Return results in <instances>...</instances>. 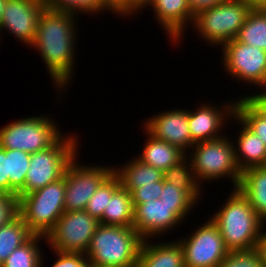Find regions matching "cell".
Listing matches in <instances>:
<instances>
[{"mask_svg":"<svg viewBox=\"0 0 266 267\" xmlns=\"http://www.w3.org/2000/svg\"><path fill=\"white\" fill-rule=\"evenodd\" d=\"M0 193L9 194L8 157L6 149L0 147Z\"/></svg>","mask_w":266,"mask_h":267,"instance_id":"cell-37","label":"cell"},{"mask_svg":"<svg viewBox=\"0 0 266 267\" xmlns=\"http://www.w3.org/2000/svg\"><path fill=\"white\" fill-rule=\"evenodd\" d=\"M143 128L156 139L177 147L185 155L190 153L188 150H191L195 144L189 131L188 110L186 109L159 112L148 118Z\"/></svg>","mask_w":266,"mask_h":267,"instance_id":"cell-15","label":"cell"},{"mask_svg":"<svg viewBox=\"0 0 266 267\" xmlns=\"http://www.w3.org/2000/svg\"><path fill=\"white\" fill-rule=\"evenodd\" d=\"M6 3V0H0V21L3 16V10H4V5Z\"/></svg>","mask_w":266,"mask_h":267,"instance_id":"cell-44","label":"cell"},{"mask_svg":"<svg viewBox=\"0 0 266 267\" xmlns=\"http://www.w3.org/2000/svg\"><path fill=\"white\" fill-rule=\"evenodd\" d=\"M57 260L51 267H92L88 257L82 253L61 252L53 250Z\"/></svg>","mask_w":266,"mask_h":267,"instance_id":"cell-35","label":"cell"},{"mask_svg":"<svg viewBox=\"0 0 266 267\" xmlns=\"http://www.w3.org/2000/svg\"><path fill=\"white\" fill-rule=\"evenodd\" d=\"M236 39L266 51V9H251Z\"/></svg>","mask_w":266,"mask_h":267,"instance_id":"cell-25","label":"cell"},{"mask_svg":"<svg viewBox=\"0 0 266 267\" xmlns=\"http://www.w3.org/2000/svg\"><path fill=\"white\" fill-rule=\"evenodd\" d=\"M163 176L165 181L184 190L196 203L200 200L203 191L194 177L191 162L187 157L171 166Z\"/></svg>","mask_w":266,"mask_h":267,"instance_id":"cell-26","label":"cell"},{"mask_svg":"<svg viewBox=\"0 0 266 267\" xmlns=\"http://www.w3.org/2000/svg\"><path fill=\"white\" fill-rule=\"evenodd\" d=\"M45 7V1L41 0H6L0 31H9L15 39L30 47L35 39L40 13Z\"/></svg>","mask_w":266,"mask_h":267,"instance_id":"cell-14","label":"cell"},{"mask_svg":"<svg viewBox=\"0 0 266 267\" xmlns=\"http://www.w3.org/2000/svg\"><path fill=\"white\" fill-rule=\"evenodd\" d=\"M162 189L163 181L142 185L131 192L132 202L133 204H141L149 200L159 199Z\"/></svg>","mask_w":266,"mask_h":267,"instance_id":"cell-36","label":"cell"},{"mask_svg":"<svg viewBox=\"0 0 266 267\" xmlns=\"http://www.w3.org/2000/svg\"><path fill=\"white\" fill-rule=\"evenodd\" d=\"M252 9H266V0H244Z\"/></svg>","mask_w":266,"mask_h":267,"instance_id":"cell-43","label":"cell"},{"mask_svg":"<svg viewBox=\"0 0 266 267\" xmlns=\"http://www.w3.org/2000/svg\"><path fill=\"white\" fill-rule=\"evenodd\" d=\"M221 47L226 73L259 89L266 88V51L239 42L236 38Z\"/></svg>","mask_w":266,"mask_h":267,"instance_id":"cell-10","label":"cell"},{"mask_svg":"<svg viewBox=\"0 0 266 267\" xmlns=\"http://www.w3.org/2000/svg\"><path fill=\"white\" fill-rule=\"evenodd\" d=\"M227 198L222 208L211 216L226 248L229 251L255 248L263 220L238 188H233Z\"/></svg>","mask_w":266,"mask_h":267,"instance_id":"cell-2","label":"cell"},{"mask_svg":"<svg viewBox=\"0 0 266 267\" xmlns=\"http://www.w3.org/2000/svg\"><path fill=\"white\" fill-rule=\"evenodd\" d=\"M78 155L68 164L63 177L65 181V211H81L101 183L113 172L111 166L81 165Z\"/></svg>","mask_w":266,"mask_h":267,"instance_id":"cell-12","label":"cell"},{"mask_svg":"<svg viewBox=\"0 0 266 267\" xmlns=\"http://www.w3.org/2000/svg\"><path fill=\"white\" fill-rule=\"evenodd\" d=\"M177 240L183 249L185 267H218L229 252L218 226L210 218L193 234Z\"/></svg>","mask_w":266,"mask_h":267,"instance_id":"cell-11","label":"cell"},{"mask_svg":"<svg viewBox=\"0 0 266 267\" xmlns=\"http://www.w3.org/2000/svg\"><path fill=\"white\" fill-rule=\"evenodd\" d=\"M262 92L254 93L248 96L245 95V99L266 119V90L261 89Z\"/></svg>","mask_w":266,"mask_h":267,"instance_id":"cell-38","label":"cell"},{"mask_svg":"<svg viewBox=\"0 0 266 267\" xmlns=\"http://www.w3.org/2000/svg\"><path fill=\"white\" fill-rule=\"evenodd\" d=\"M218 267H264L255 248L229 251Z\"/></svg>","mask_w":266,"mask_h":267,"instance_id":"cell-32","label":"cell"},{"mask_svg":"<svg viewBox=\"0 0 266 267\" xmlns=\"http://www.w3.org/2000/svg\"><path fill=\"white\" fill-rule=\"evenodd\" d=\"M64 177L22 196L18 213L34 235L47 236L65 212Z\"/></svg>","mask_w":266,"mask_h":267,"instance_id":"cell-6","label":"cell"},{"mask_svg":"<svg viewBox=\"0 0 266 267\" xmlns=\"http://www.w3.org/2000/svg\"><path fill=\"white\" fill-rule=\"evenodd\" d=\"M235 115L266 145V119L244 98H237Z\"/></svg>","mask_w":266,"mask_h":267,"instance_id":"cell-31","label":"cell"},{"mask_svg":"<svg viewBox=\"0 0 266 267\" xmlns=\"http://www.w3.org/2000/svg\"><path fill=\"white\" fill-rule=\"evenodd\" d=\"M160 200L169 206H196V202L182 189L163 181Z\"/></svg>","mask_w":266,"mask_h":267,"instance_id":"cell-33","label":"cell"},{"mask_svg":"<svg viewBox=\"0 0 266 267\" xmlns=\"http://www.w3.org/2000/svg\"><path fill=\"white\" fill-rule=\"evenodd\" d=\"M134 219V206L131 193L120 186L111 196L99 223L132 227Z\"/></svg>","mask_w":266,"mask_h":267,"instance_id":"cell-23","label":"cell"},{"mask_svg":"<svg viewBox=\"0 0 266 267\" xmlns=\"http://www.w3.org/2000/svg\"><path fill=\"white\" fill-rule=\"evenodd\" d=\"M240 192L250 201L260 218L266 221V166L254 167L241 173Z\"/></svg>","mask_w":266,"mask_h":267,"instance_id":"cell-21","label":"cell"},{"mask_svg":"<svg viewBox=\"0 0 266 267\" xmlns=\"http://www.w3.org/2000/svg\"><path fill=\"white\" fill-rule=\"evenodd\" d=\"M143 240L133 227L99 223L85 255L92 266L137 267Z\"/></svg>","mask_w":266,"mask_h":267,"instance_id":"cell-3","label":"cell"},{"mask_svg":"<svg viewBox=\"0 0 266 267\" xmlns=\"http://www.w3.org/2000/svg\"><path fill=\"white\" fill-rule=\"evenodd\" d=\"M126 163L120 168L113 166V172L118 176L121 186L130 193L142 185L164 181L162 171L142 163L136 157L131 162L128 160Z\"/></svg>","mask_w":266,"mask_h":267,"instance_id":"cell-22","label":"cell"},{"mask_svg":"<svg viewBox=\"0 0 266 267\" xmlns=\"http://www.w3.org/2000/svg\"><path fill=\"white\" fill-rule=\"evenodd\" d=\"M233 120L241 126L237 141L233 142L235 160L241 173L254 167L266 166V145L236 115ZM236 143V146H235Z\"/></svg>","mask_w":266,"mask_h":267,"instance_id":"cell-19","label":"cell"},{"mask_svg":"<svg viewBox=\"0 0 266 267\" xmlns=\"http://www.w3.org/2000/svg\"><path fill=\"white\" fill-rule=\"evenodd\" d=\"M40 240L46 242V237L33 235L26 243L16 248L0 267H43V252L38 246Z\"/></svg>","mask_w":266,"mask_h":267,"instance_id":"cell-28","label":"cell"},{"mask_svg":"<svg viewBox=\"0 0 266 267\" xmlns=\"http://www.w3.org/2000/svg\"><path fill=\"white\" fill-rule=\"evenodd\" d=\"M99 221L81 211H65L55 227L47 234L51 250L86 254Z\"/></svg>","mask_w":266,"mask_h":267,"instance_id":"cell-9","label":"cell"},{"mask_svg":"<svg viewBox=\"0 0 266 267\" xmlns=\"http://www.w3.org/2000/svg\"><path fill=\"white\" fill-rule=\"evenodd\" d=\"M18 197L0 193V228L18 215Z\"/></svg>","mask_w":266,"mask_h":267,"instance_id":"cell-34","label":"cell"},{"mask_svg":"<svg viewBox=\"0 0 266 267\" xmlns=\"http://www.w3.org/2000/svg\"><path fill=\"white\" fill-rule=\"evenodd\" d=\"M133 228L145 239L169 233L186 219L195 206H169L159 199L133 204ZM169 231V232H166ZM165 232V233H164Z\"/></svg>","mask_w":266,"mask_h":267,"instance_id":"cell-13","label":"cell"},{"mask_svg":"<svg viewBox=\"0 0 266 267\" xmlns=\"http://www.w3.org/2000/svg\"><path fill=\"white\" fill-rule=\"evenodd\" d=\"M141 0H127V17L137 14L136 11L139 8Z\"/></svg>","mask_w":266,"mask_h":267,"instance_id":"cell-41","label":"cell"},{"mask_svg":"<svg viewBox=\"0 0 266 267\" xmlns=\"http://www.w3.org/2000/svg\"><path fill=\"white\" fill-rule=\"evenodd\" d=\"M193 16L199 12L219 5L224 0H187Z\"/></svg>","mask_w":266,"mask_h":267,"instance_id":"cell-39","label":"cell"},{"mask_svg":"<svg viewBox=\"0 0 266 267\" xmlns=\"http://www.w3.org/2000/svg\"><path fill=\"white\" fill-rule=\"evenodd\" d=\"M33 235L19 214L2 226L0 228V266L16 248L26 243Z\"/></svg>","mask_w":266,"mask_h":267,"instance_id":"cell-24","label":"cell"},{"mask_svg":"<svg viewBox=\"0 0 266 267\" xmlns=\"http://www.w3.org/2000/svg\"><path fill=\"white\" fill-rule=\"evenodd\" d=\"M6 157H8L9 194L18 197V193L25 185L31 154L17 149H6Z\"/></svg>","mask_w":266,"mask_h":267,"instance_id":"cell-29","label":"cell"},{"mask_svg":"<svg viewBox=\"0 0 266 267\" xmlns=\"http://www.w3.org/2000/svg\"><path fill=\"white\" fill-rule=\"evenodd\" d=\"M145 239L142 242L137 267H185L184 253L177 240L155 242Z\"/></svg>","mask_w":266,"mask_h":267,"instance_id":"cell-18","label":"cell"},{"mask_svg":"<svg viewBox=\"0 0 266 267\" xmlns=\"http://www.w3.org/2000/svg\"><path fill=\"white\" fill-rule=\"evenodd\" d=\"M265 227L264 221L260 229L259 236L256 241L255 249L257 250L264 267H266V230L264 231L263 228Z\"/></svg>","mask_w":266,"mask_h":267,"instance_id":"cell-40","label":"cell"},{"mask_svg":"<svg viewBox=\"0 0 266 267\" xmlns=\"http://www.w3.org/2000/svg\"><path fill=\"white\" fill-rule=\"evenodd\" d=\"M151 6L155 19L159 23L161 29L163 27L164 32L168 38L172 40V43L180 44L179 41L183 39V35L187 24L193 23L194 16L188 5L187 0H141L137 13L143 8Z\"/></svg>","mask_w":266,"mask_h":267,"instance_id":"cell-16","label":"cell"},{"mask_svg":"<svg viewBox=\"0 0 266 267\" xmlns=\"http://www.w3.org/2000/svg\"><path fill=\"white\" fill-rule=\"evenodd\" d=\"M121 186L118 176L112 172L90 197L85 211L98 221L103 217V212L113 193Z\"/></svg>","mask_w":266,"mask_h":267,"instance_id":"cell-30","label":"cell"},{"mask_svg":"<svg viewBox=\"0 0 266 267\" xmlns=\"http://www.w3.org/2000/svg\"><path fill=\"white\" fill-rule=\"evenodd\" d=\"M76 17L72 13L45 7L40 13L35 39L30 47L37 49L52 83L61 93L74 77V64L77 62L74 55V44L77 42Z\"/></svg>","mask_w":266,"mask_h":267,"instance_id":"cell-1","label":"cell"},{"mask_svg":"<svg viewBox=\"0 0 266 267\" xmlns=\"http://www.w3.org/2000/svg\"><path fill=\"white\" fill-rule=\"evenodd\" d=\"M127 18V0H109Z\"/></svg>","mask_w":266,"mask_h":267,"instance_id":"cell-42","label":"cell"},{"mask_svg":"<svg viewBox=\"0 0 266 267\" xmlns=\"http://www.w3.org/2000/svg\"><path fill=\"white\" fill-rule=\"evenodd\" d=\"M207 104H201L194 111L188 109L189 131L195 144L222 137L220 131L224 128V123L235 115L236 100L222 105L220 109L214 104Z\"/></svg>","mask_w":266,"mask_h":267,"instance_id":"cell-17","label":"cell"},{"mask_svg":"<svg viewBox=\"0 0 266 267\" xmlns=\"http://www.w3.org/2000/svg\"><path fill=\"white\" fill-rule=\"evenodd\" d=\"M251 9L244 0H224L195 15L191 26L207 44L222 46L237 37Z\"/></svg>","mask_w":266,"mask_h":267,"instance_id":"cell-7","label":"cell"},{"mask_svg":"<svg viewBox=\"0 0 266 267\" xmlns=\"http://www.w3.org/2000/svg\"><path fill=\"white\" fill-rule=\"evenodd\" d=\"M46 7L56 11L83 15L97 14L108 10L118 16H124L109 0H46Z\"/></svg>","mask_w":266,"mask_h":267,"instance_id":"cell-27","label":"cell"},{"mask_svg":"<svg viewBox=\"0 0 266 267\" xmlns=\"http://www.w3.org/2000/svg\"><path fill=\"white\" fill-rule=\"evenodd\" d=\"M78 138V139H77ZM76 135H62L49 148L33 153L24 188L18 193V200L30 192L43 188L63 177L68 164L78 155ZM77 153V154H76Z\"/></svg>","mask_w":266,"mask_h":267,"instance_id":"cell-5","label":"cell"},{"mask_svg":"<svg viewBox=\"0 0 266 267\" xmlns=\"http://www.w3.org/2000/svg\"><path fill=\"white\" fill-rule=\"evenodd\" d=\"M60 132L47 115L17 119L0 128V147L33 154L52 146L62 136Z\"/></svg>","mask_w":266,"mask_h":267,"instance_id":"cell-8","label":"cell"},{"mask_svg":"<svg viewBox=\"0 0 266 267\" xmlns=\"http://www.w3.org/2000/svg\"><path fill=\"white\" fill-rule=\"evenodd\" d=\"M191 153L186 155L190 160L194 177L197 183L203 186V181L220 180L229 178L234 183V189L238 188L241 179L234 152V144L225 135L205 142H199L192 146Z\"/></svg>","mask_w":266,"mask_h":267,"instance_id":"cell-4","label":"cell"},{"mask_svg":"<svg viewBox=\"0 0 266 267\" xmlns=\"http://www.w3.org/2000/svg\"><path fill=\"white\" fill-rule=\"evenodd\" d=\"M144 133L146 134L147 140L143 146V152L136 157L142 163L157 168L164 173L171 166L178 164L186 157V155L177 147H174L165 141L156 139L146 130Z\"/></svg>","mask_w":266,"mask_h":267,"instance_id":"cell-20","label":"cell"}]
</instances>
